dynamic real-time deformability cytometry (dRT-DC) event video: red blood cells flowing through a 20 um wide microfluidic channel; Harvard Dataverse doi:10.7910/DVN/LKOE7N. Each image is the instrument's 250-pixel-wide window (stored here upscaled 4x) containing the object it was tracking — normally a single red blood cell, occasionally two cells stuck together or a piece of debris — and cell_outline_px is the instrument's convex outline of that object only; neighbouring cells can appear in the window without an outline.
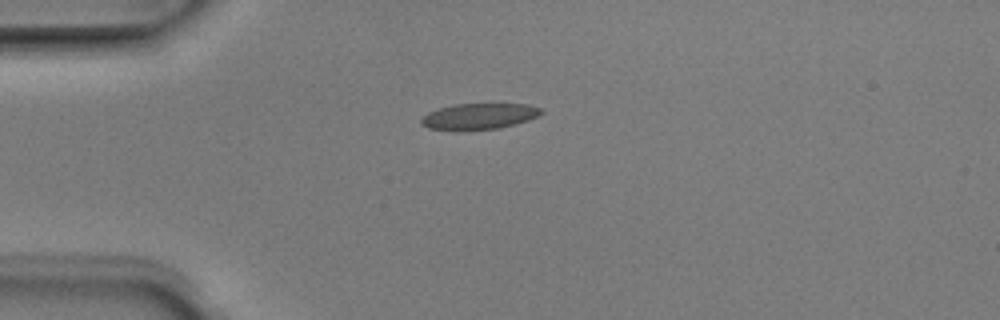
{"species": "Egyptian fruit bat (a non-hibernating species)", "species_latin": "Rousettus aegyptiacus", "temperature_condition": "room temperature", "stored_images_in_passage": 1, "camera_frame_rate_fps": 3000, "um_per_image_px": 0.085, "animal": {"sex": "male"}, "frame": {"image": 1, "passage_image": 1, "time_ms": 0.0, "image_size_px": [1000, 320], "cell_outline_px": [[544, 112], [528, 120], [516, 124], [500, 128], [460, 132], [428, 128], [420, 124], [420, 120], [428, 112], [440, 108], [456, 104], [528, 104], [540, 108]], "centroid_in_image_um": [40.68, 9.92], "position_along_channel_um": 44.3, "area_um2": 18.5}}